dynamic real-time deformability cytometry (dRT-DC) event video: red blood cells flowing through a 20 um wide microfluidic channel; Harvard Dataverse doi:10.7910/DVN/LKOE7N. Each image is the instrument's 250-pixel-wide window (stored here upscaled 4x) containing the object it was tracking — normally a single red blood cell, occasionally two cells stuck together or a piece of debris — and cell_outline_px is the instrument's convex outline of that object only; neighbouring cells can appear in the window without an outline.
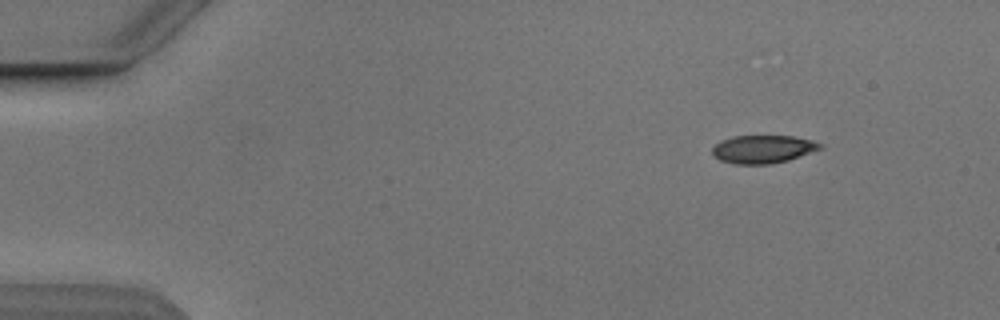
{"species": "Egyptian fruit bat (a non-hibernating species)", "species_latin": "Rousettus aegyptiacus", "temperature_condition": "cold", "stored_images_in_passage": 6, "camera_frame_rate_fps": 3000, "um_per_image_px": 0.085, "animal": {"sex": "male"}, "frame": {"image": 1, "passage_image": 1, "time_ms": 0.0, "image_size_px": [1000, 320], "cell_outline_px": [[824, 148], [788, 160], [772, 164], [736, 164], [720, 160], [712, 156], [712, 148], [720, 140], [732, 136], [792, 136], [812, 140], [824, 144]], "centroid_in_image_um": [64.86, 12.68], "position_along_channel_um": 20.1, "area_um2": 17.8}}
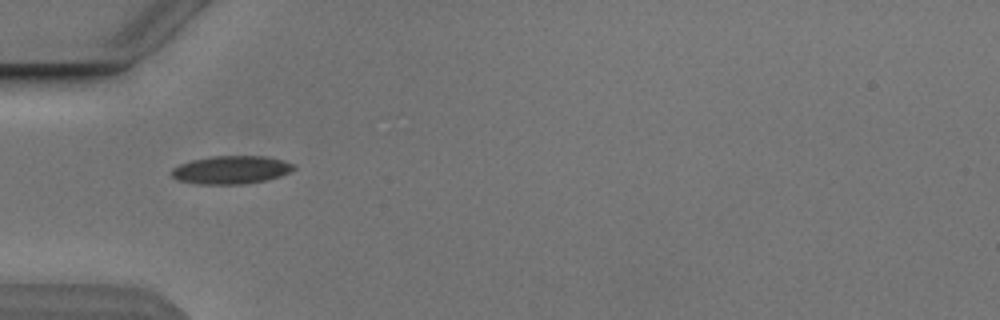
{"frame": {"image": 2, "passage_image": 4, "time_ms": 3.667, "image_size_px": [1000, 320], "cell_outline_px": [[296, 168], [280, 176], [264, 180], [244, 184], [200, 184], [176, 180], [172, 176], [172, 168], [180, 164], [192, 160], [212, 156], [264, 156], [284, 160], [292, 164]], "centroid_in_image_um": [19.63, 14.43], "position_along_channel_um": 65.4, "area_um2": 19.88}}
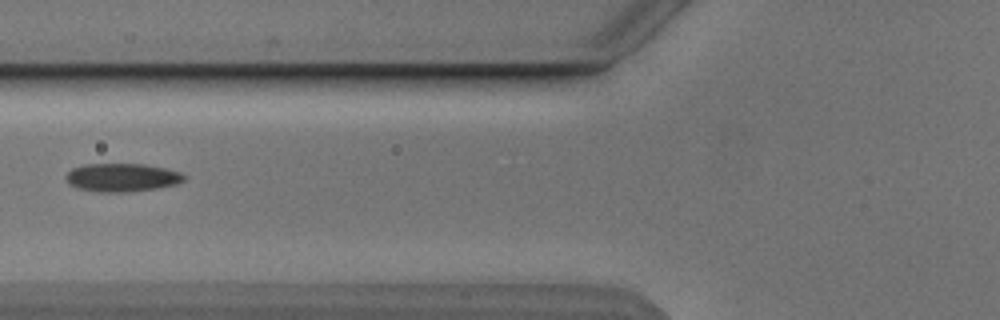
{"frame": {"image": 3, "passage_image": 5, "time_ms": 5.0, "image_size_px": [1000, 320], "cell_outline_px": [[188, 176], [184, 180], [176, 184], [156, 188], [124, 192], [100, 192], [80, 188], [68, 184], [64, 176], [72, 168], [84, 164], [144, 164], [164, 168], [180, 172]], "centroid_in_image_um": [10.36, 15.08], "position_along_channel_um": 115.4, "area_um2": 19.42}}